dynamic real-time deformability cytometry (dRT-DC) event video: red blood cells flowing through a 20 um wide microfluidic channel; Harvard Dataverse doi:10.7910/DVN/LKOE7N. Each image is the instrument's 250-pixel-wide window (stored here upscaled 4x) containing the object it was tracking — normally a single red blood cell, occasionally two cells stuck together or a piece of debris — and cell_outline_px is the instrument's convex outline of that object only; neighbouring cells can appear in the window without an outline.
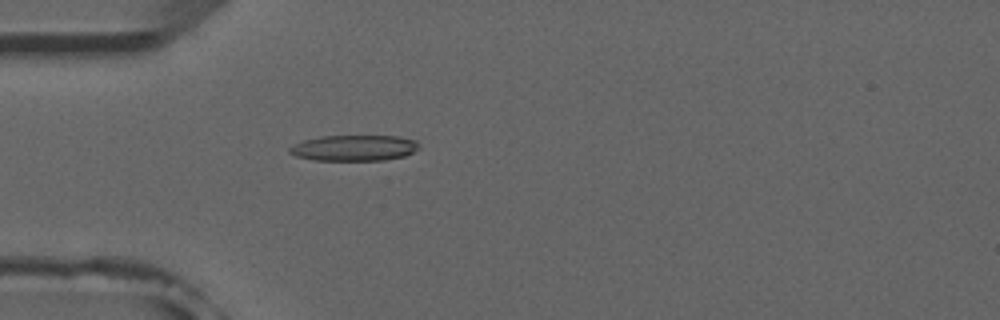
{"species": "common noctule bat (a hibernating species)", "species_latin": "Nyctalus noctula", "temperature_condition": "room temperature", "stored_images_in_passage": 4, "camera_frame_rate_fps": 3000, "um_per_image_px": 0.085, "animal": {"sex": "male", "forearm_length_mm": 52.5}, "frame": {"image": 1, "passage_image": 4, "time_ms": 3.667, "image_size_px": [1000, 320], "cell_outline_px": [[420, 148], [404, 156], [384, 160], [312, 160], [296, 156], [288, 152], [288, 148], [304, 140], [320, 136], [400, 136], [416, 140], [420, 144]], "centroid_in_image_um": [30.12, 12.57], "position_along_channel_um": 54.9, "area_um2": 19.54}}